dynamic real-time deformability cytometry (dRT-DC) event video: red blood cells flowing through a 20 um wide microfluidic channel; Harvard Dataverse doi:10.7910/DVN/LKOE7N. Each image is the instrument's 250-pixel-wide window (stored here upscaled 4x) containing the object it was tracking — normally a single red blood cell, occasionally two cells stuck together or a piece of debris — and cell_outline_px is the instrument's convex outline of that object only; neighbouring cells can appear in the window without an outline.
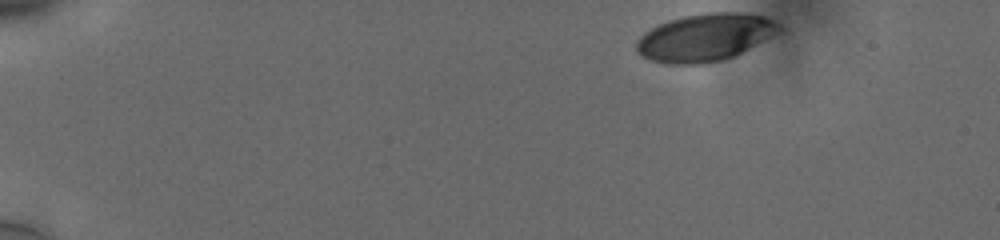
{"species": "human", "species_latin": "Homo sapiens", "temperature_condition": "cold", "stored_images_in_passage": 43, "camera_frame_rate_fps": 3000, "um_per_image_px": 0.085, "donor": {"sex": "male"}, "frame": {"image": 1, "passage_image": 1, "time_ms": 0.0, "image_size_px": [1000, 240], "cell_outline_px": [[788, 28], [784, 32], [732, 56], [720, 60], [704, 64], [668, 64], [652, 60], [640, 56], [636, 52], [636, 40], [644, 32], [668, 20], [684, 16], [708, 12], [744, 12], [764, 16], [784, 24]], "centroid_in_image_um": [60.01, 3.16], "position_along_channel_um": 25.0, "area_um2": 40.11}}
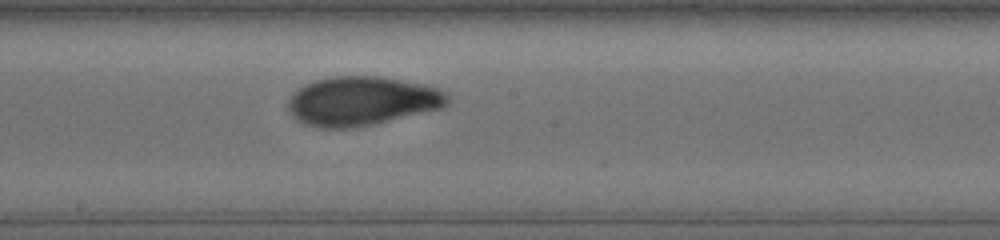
{"frame": {"image": 2, "passage_image": 26, "time_ms": 8.333, "image_size_px": [1000, 240], "cell_outline_px": [[448, 104], [444, 108], [356, 128], [320, 128], [304, 124], [296, 120], [288, 112], [288, 100], [292, 92], [296, 88], [304, 84], [316, 80], [332, 76], [380, 76], [424, 84], [440, 88], [448, 92]], "centroid_in_image_um": [30.75, 8.59], "position_along_channel_um": 217.5, "area_um2": 46.3}}
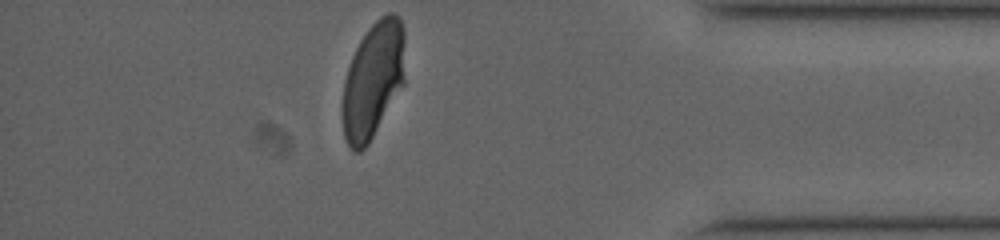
{"frame": {"image": 3, "passage_image": 43, "time_ms": 14.0, "image_size_px": [1000, 240], "cell_outline_px": [[404, 84], [368, 144], [360, 152], [356, 152], [348, 144], [344, 136], [340, 112], [340, 108], [344, 80], [352, 56], [360, 40], [368, 28], [380, 16], [388, 12], [392, 12], [400, 16], [404, 28]], "centroid_in_image_um": [31.69, 6.8], "position_along_channel_um": 403.5, "area_um2": 42.89}, "authors_computed_cell_mechanics": {"area_um2": 43.928, "velocity_mm_per_s": 3.7496, "shape_relaxation_time_tau1_ms": 7.4775, "shape_relaxation_time_tau2_ms": 1.3292, "deformation_change_tau1": 0.1917, "deformation_change_tau2": 0.0563}}